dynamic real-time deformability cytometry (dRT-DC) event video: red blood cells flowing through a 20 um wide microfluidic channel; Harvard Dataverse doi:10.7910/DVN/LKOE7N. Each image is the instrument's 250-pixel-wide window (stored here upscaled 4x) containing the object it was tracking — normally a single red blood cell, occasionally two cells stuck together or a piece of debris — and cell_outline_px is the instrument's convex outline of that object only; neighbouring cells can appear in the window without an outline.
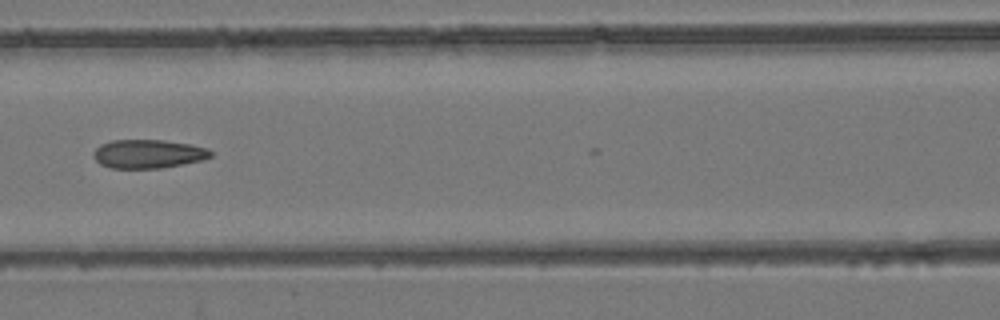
{"species": "common noctule bat (a hibernating species)", "species_latin": "Nyctalus noctula", "temperature_condition": "room temperature", "stored_images_in_passage": 5, "camera_frame_rate_fps": 3000, "um_per_image_px": 0.085, "animal": {"sex": "female", "body_mass_g": 24.6, "forearm_length_mm": 56.2}, "frame": {"image": 1, "passage_image": 4, "time_ms": 3.667, "image_size_px": [1000, 320], "cell_outline_px": [[212, 156], [200, 160], [160, 168], [112, 168], [100, 164], [96, 160], [92, 152], [100, 144], [112, 140], [164, 140], [188, 144], [208, 148], [212, 152]], "centroid_in_image_um": [12.56, 13.07], "position_along_channel_um": 154.0, "area_um2": 19.42}}
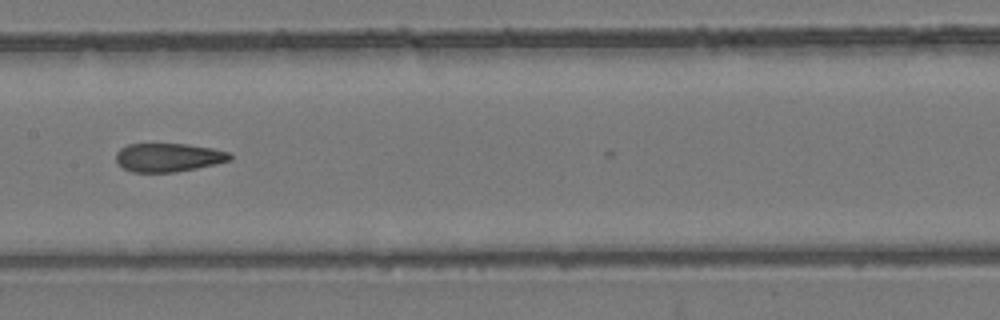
{"frame": {"image": 2, "passage_image": 5, "time_ms": 4.667, "image_size_px": [1000, 320], "cell_outline_px": [[232, 160], [216, 164], [176, 172], [132, 172], [124, 168], [116, 160], [116, 152], [120, 148], [128, 144], [188, 144], [212, 148], [228, 152], [232, 156]], "centroid_in_image_um": [14.32, 13.38], "position_along_channel_um": 193.1, "area_um2": 18.96}}